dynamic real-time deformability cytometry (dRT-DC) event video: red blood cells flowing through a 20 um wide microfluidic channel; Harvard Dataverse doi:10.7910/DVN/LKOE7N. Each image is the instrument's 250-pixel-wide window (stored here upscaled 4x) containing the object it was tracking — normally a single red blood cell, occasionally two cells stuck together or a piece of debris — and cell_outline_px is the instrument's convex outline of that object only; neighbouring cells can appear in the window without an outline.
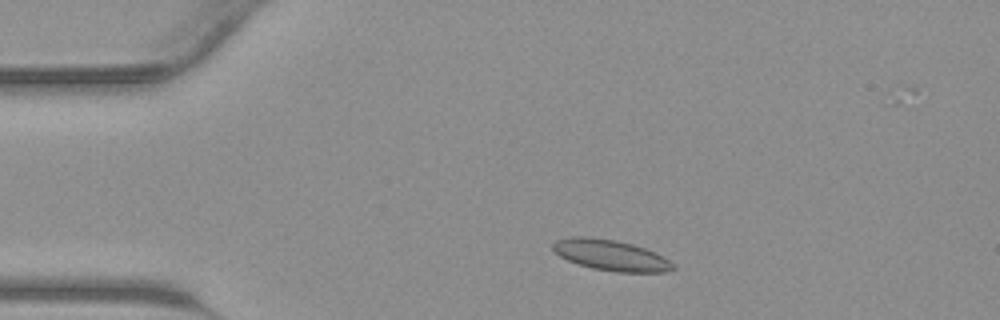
{"species": "common noctule bat (a hibernating species)", "species_latin": "Nyctalus noctula", "temperature_condition": "warm", "stored_images_in_passage": 40, "camera_frame_rate_fps": 3000, "um_per_image_px": 0.085, "animal": {"sex": "male", "body_mass_g": 23.1, "forearm_length_mm": 52.7}, "frame": {"image": 1, "passage_image": 4, "time_ms": 1.0, "image_size_px": [1000, 320], "cell_outline_px": [[676, 268], [668, 272], [616, 272], [592, 268], [568, 260], [560, 256], [552, 248], [552, 244], [556, 240], [568, 236], [588, 236], [616, 240], [632, 244], [656, 252], [668, 260]], "centroid_in_image_um": [51.91, 21.68], "position_along_channel_um": 33.1, "area_um2": 21.56}}
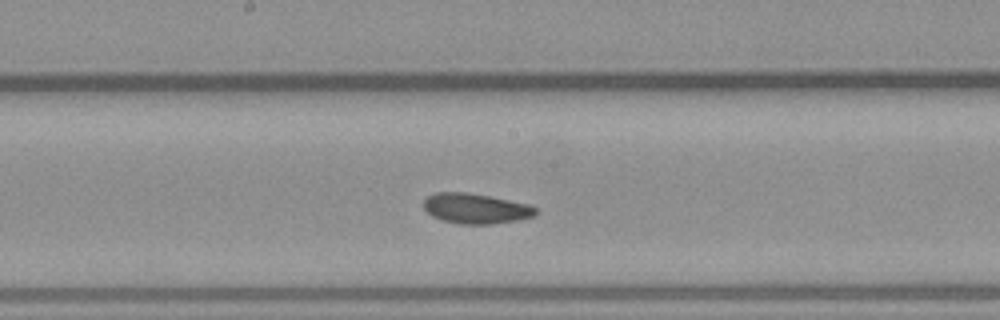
{"frame": {"image": 2, "passage_image": 18, "time_ms": 5.667, "image_size_px": [1000, 320], "cell_outline_px": [[536, 212], [532, 216], [520, 220], [492, 224], [460, 224], [444, 220], [432, 216], [424, 208], [424, 200], [428, 196], [436, 192], [464, 192], [488, 196], [528, 204], [536, 208]], "centroid_in_image_um": [40.42, 17.73], "position_along_channel_um": 207.8, "area_um2": 19.48}}
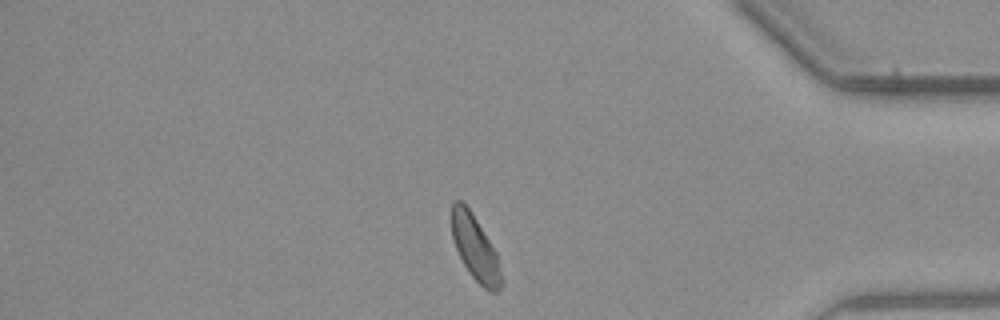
{"frame": {"image": 3, "passage_image": 32, "time_ms": 10.333, "image_size_px": [1000, 320], "cell_outline_px": [[504, 280], [500, 288], [496, 292], [488, 292], [472, 276], [464, 264], [456, 248], [452, 236], [452, 204], [456, 200], [460, 200], [472, 212], [496, 252]], "centroid_in_image_um": [40.42, 21.12], "position_along_channel_um": 394.8, "area_um2": 18.61}}